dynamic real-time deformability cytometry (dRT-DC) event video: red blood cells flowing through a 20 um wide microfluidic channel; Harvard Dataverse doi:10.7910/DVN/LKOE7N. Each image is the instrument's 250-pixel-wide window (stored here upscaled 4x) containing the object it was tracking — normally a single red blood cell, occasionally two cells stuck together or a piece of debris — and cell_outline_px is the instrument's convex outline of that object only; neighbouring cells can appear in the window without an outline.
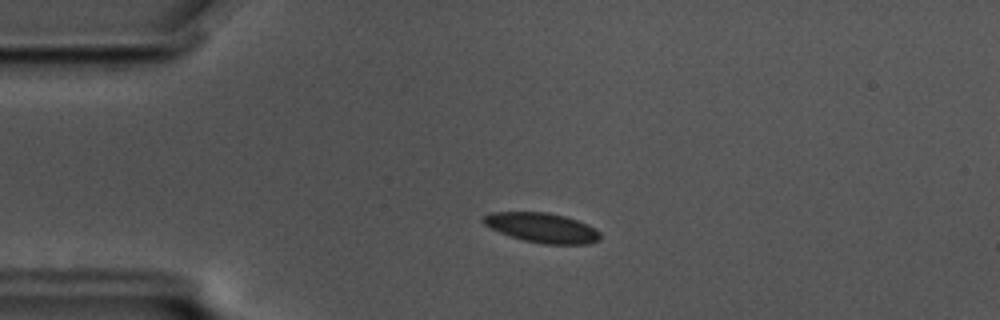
{"species": "common noctule bat (a hibernating species)", "species_latin": "Nyctalus noctula", "temperature_condition": "cold", "stored_images_in_passage": 25, "camera_frame_rate_fps": 3000, "um_per_image_px": 0.085, "animal": {"sex": "male", "body_mass_g": 17.5, "forearm_length_mm": 52.3}, "frame": {"image": 1, "passage_image": 12, "time_ms": 3.667, "image_size_px": [1000, 320], "cell_outline_px": [[600, 240], [588, 244], [544, 244], [524, 240], [500, 232], [484, 224], [480, 220], [484, 216], [492, 212], [548, 212], [564, 216], [588, 224], [596, 228], [600, 232]], "centroid_in_image_um": [46.1, 19.35], "position_along_channel_um": 38.9, "area_um2": 20.17}}